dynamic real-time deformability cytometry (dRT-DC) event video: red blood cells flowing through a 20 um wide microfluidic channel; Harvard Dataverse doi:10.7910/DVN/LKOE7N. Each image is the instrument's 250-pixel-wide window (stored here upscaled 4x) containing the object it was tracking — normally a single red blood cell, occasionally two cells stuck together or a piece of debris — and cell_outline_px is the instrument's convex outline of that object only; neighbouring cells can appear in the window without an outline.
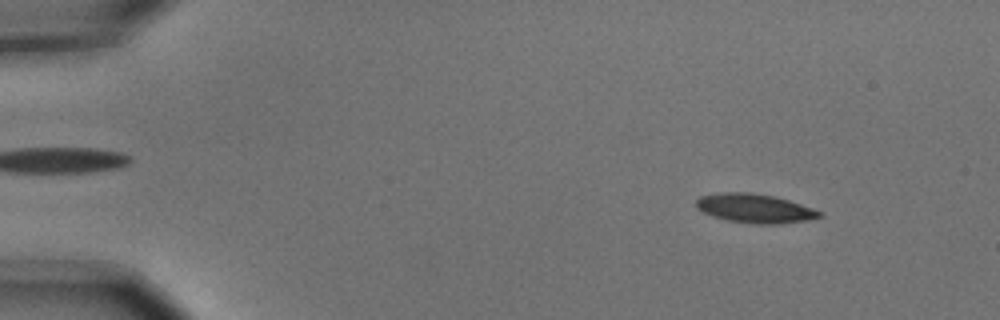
{"species": "common noctule bat (a hibernating species)", "species_latin": "Nyctalus noctula", "temperature_condition": "cold", "stored_images_in_passage": 4, "camera_frame_rate_fps": 3000, "um_per_image_px": 0.085, "animal": {"sex": "male", "body_mass_g": 15.6}, "frame": {"image": 1, "passage_image": 1, "time_ms": 0.0, "image_size_px": [1000, 320], "cell_outline_px": [[824, 216], [808, 220], [776, 224], [756, 224], [728, 220], [712, 216], [696, 208], [696, 200], [700, 196], [720, 192], [752, 192], [772, 196], [788, 200], [824, 212]], "centroid_in_image_um": [64.16, 17.71], "position_along_channel_um": 20.8, "area_um2": 20.87}}